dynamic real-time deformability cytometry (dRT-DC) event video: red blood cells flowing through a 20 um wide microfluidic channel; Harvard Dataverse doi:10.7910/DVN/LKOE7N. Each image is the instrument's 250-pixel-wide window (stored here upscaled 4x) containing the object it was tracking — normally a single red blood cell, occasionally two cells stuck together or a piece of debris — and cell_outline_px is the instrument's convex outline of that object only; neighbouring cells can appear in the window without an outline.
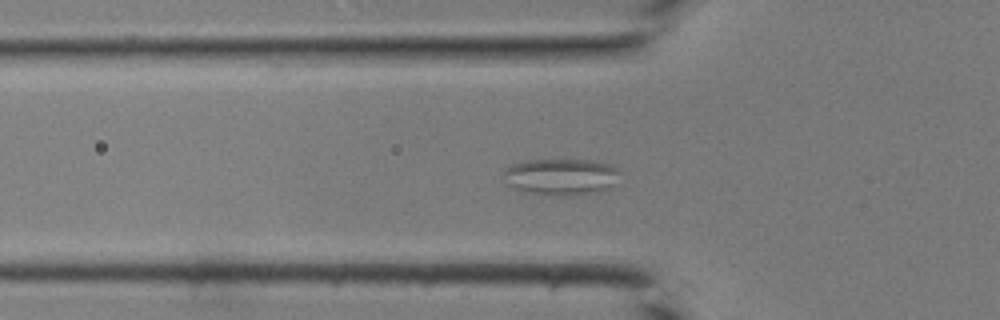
{"species": "common noctule bat (a hibernating species)", "species_latin": "Nyctalus noctula", "temperature_condition": "room temperature", "stored_images_in_passage": 42, "camera_frame_rate_fps": 3000, "um_per_image_px": 0.085, "animal": {"sex": "male", "body_mass_g": 19.0, "forearm_length_mm": 50.8}, "frame": {"image": 1, "passage_image": 14, "time_ms": 4.333, "image_size_px": [1000, 320], "cell_outline_px": [[620, 172], [612, 188], [600, 192], [568, 196], [560, 196], [528, 192], [516, 188], [508, 184], [504, 180], [504, 168], [512, 164], [528, 160], [596, 160], [612, 164]], "centroid_in_image_um": [47.74, 15.02], "position_along_channel_um": 78.1, "area_um2": 25.03}}
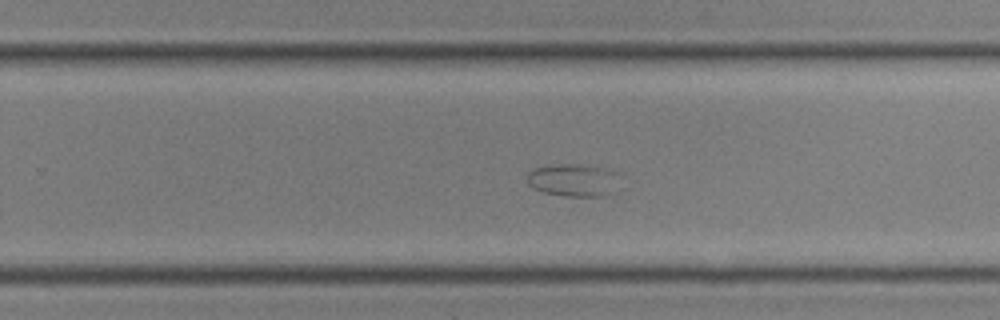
{"frame": {"image": 2, "passage_image": 27, "time_ms": 8.667, "image_size_px": [1000, 320], "cell_outline_px": [[624, 188], [620, 192], [600, 196], [564, 196], [544, 192], [532, 188], [528, 184], [528, 172], [532, 168], [552, 164], [592, 164], [624, 172]], "centroid_in_image_um": [48.99, 15.29], "position_along_channel_um": 280.8, "area_um2": 19.25}}
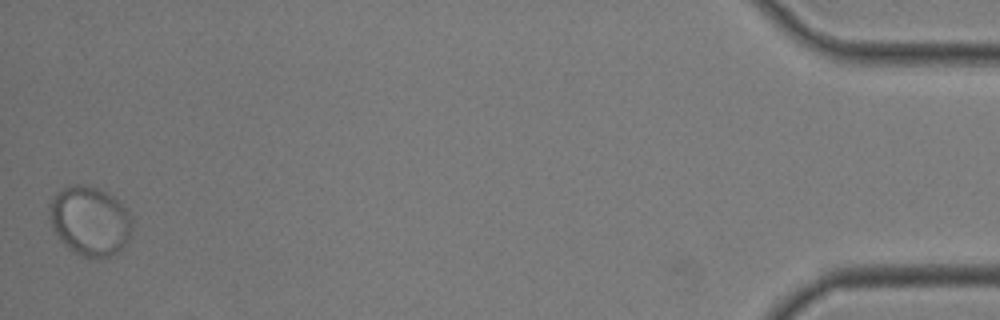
{"frame": {"image": 3, "passage_image": 42, "time_ms": 13.667, "image_size_px": [1000, 320], "cell_outline_px": [[132, 228], [128, 240], [120, 252], [108, 256], [80, 256], [68, 248], [60, 240], [52, 228], [48, 216], [48, 204], [52, 196], [60, 188], [68, 184], [88, 184], [108, 192], [128, 208], [132, 216]], "centroid_in_image_um": [7.62, 18.73], "position_along_channel_um": 427.6, "area_um2": 34.28}}